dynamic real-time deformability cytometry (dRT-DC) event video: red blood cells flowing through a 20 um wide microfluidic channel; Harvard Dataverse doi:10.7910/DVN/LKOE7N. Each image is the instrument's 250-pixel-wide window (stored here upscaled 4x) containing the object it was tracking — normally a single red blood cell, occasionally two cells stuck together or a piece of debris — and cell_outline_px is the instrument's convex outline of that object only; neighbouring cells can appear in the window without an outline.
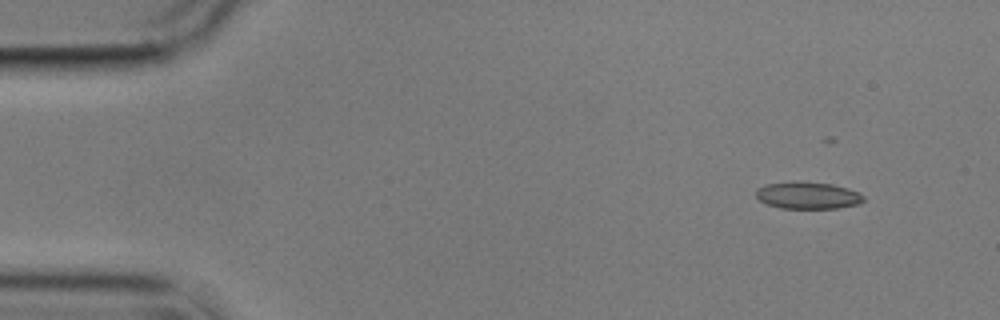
{"species": "common noctule bat (a hibernating species)", "species_latin": "Nyctalus noctula", "temperature_condition": "cold", "stored_images_in_passage": 3, "camera_frame_rate_fps": 3000, "um_per_image_px": 0.085, "animal": {"sex": "male", "body_mass_g": 17.9}, "frame": {"image": 1, "passage_image": 2, "time_ms": 1.333, "image_size_px": [1000, 320], "cell_outline_px": [[864, 200], [860, 204], [836, 208], [780, 208], [768, 204], [760, 200], [756, 196], [756, 188], [764, 184], [832, 184], [848, 188], [860, 192], [864, 196]], "centroid_in_image_um": [68.72, 16.65], "position_along_channel_um": 16.3, "area_um2": 16.24}}